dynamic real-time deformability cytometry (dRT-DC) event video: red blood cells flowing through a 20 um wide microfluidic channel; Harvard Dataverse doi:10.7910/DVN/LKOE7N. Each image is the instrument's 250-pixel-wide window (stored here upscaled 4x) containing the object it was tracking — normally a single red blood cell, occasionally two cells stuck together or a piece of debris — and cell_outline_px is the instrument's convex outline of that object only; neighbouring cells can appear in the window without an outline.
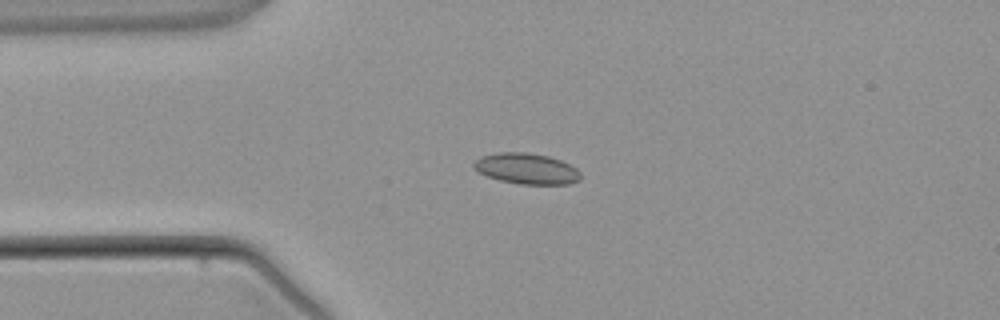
{"species": "common noctule bat (a hibernating species)", "species_latin": "Nyctalus noctula", "temperature_condition": "warm", "stored_images_in_passage": 3, "camera_frame_rate_fps": 3000, "um_per_image_px": 0.085, "animal": {"sex": "male", "body_mass_g": 21.5, "forearm_length_mm": 52.0}, "frame": {"image": 1, "passage_image": 2, "time_ms": 2.0, "image_size_px": [1000, 320], "cell_outline_px": [[580, 180], [568, 184], [520, 184], [500, 180], [476, 172], [472, 168], [472, 164], [476, 160], [484, 156], [500, 152], [524, 152], [548, 156], [560, 160], [576, 168], [580, 172]], "centroid_in_image_um": [44.74, 14.34], "position_along_channel_um": 40.3, "area_um2": 19.07}}